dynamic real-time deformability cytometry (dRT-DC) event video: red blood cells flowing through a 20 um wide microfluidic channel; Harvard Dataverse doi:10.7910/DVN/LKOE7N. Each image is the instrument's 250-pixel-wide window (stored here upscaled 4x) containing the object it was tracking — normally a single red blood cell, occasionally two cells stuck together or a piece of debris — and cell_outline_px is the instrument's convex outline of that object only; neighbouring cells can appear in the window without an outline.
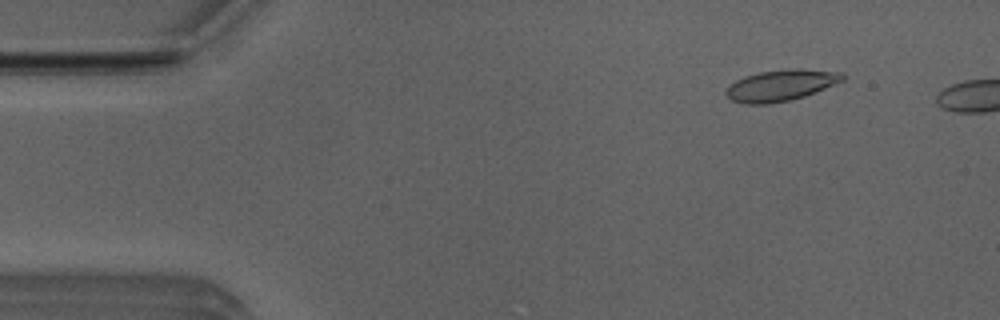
{"species": "Egyptian fruit bat (a non-hibernating species)", "species_latin": "Rousettus aegyptiacus", "temperature_condition": "room temperature", "stored_images_in_passage": 9, "camera_frame_rate_fps": 3000, "um_per_image_px": 0.085, "animal": {"sex": "male"}, "frame": {"image": 1, "passage_image": 6, "time_ms": 1.667, "image_size_px": [1000, 320], "cell_outline_px": [[844, 80], [804, 96], [788, 100], [768, 104], [748, 104], [732, 100], [724, 92], [728, 84], [744, 76], [760, 72], [800, 68], [844, 72]], "centroid_in_image_um": [66.36, 7.24], "position_along_channel_um": 18.6, "area_um2": 21.04}}